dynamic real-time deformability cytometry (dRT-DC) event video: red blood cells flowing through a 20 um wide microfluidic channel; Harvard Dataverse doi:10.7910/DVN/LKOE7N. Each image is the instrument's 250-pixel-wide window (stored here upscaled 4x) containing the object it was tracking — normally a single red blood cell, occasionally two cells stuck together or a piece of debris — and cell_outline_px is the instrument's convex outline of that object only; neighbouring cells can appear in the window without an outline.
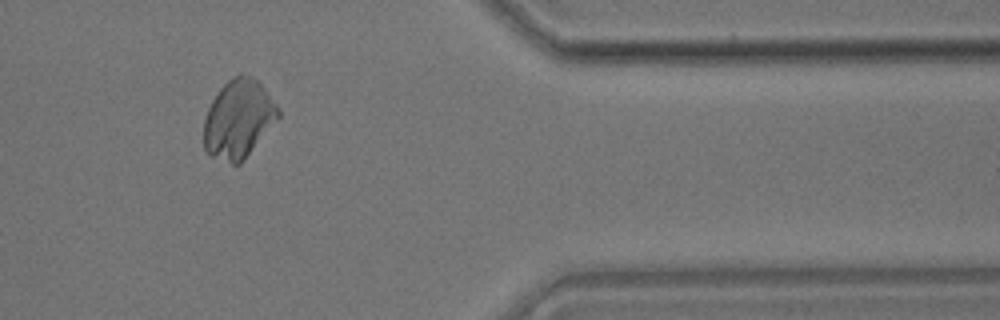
{"species": "common noctule bat (a hibernating species)", "species_latin": "Nyctalus noctula", "temperature_condition": "room temperature", "stored_images_in_passage": 44, "camera_frame_rate_fps": 3000, "um_per_image_px": 0.085, "animal": {"sex": "male", "body_mass_g": 17.9}, "frame": {"image": 1, "passage_image": 36, "time_ms": 11.667, "image_size_px": [1000, 320], "cell_outline_px": [[280, 116], [244, 160], [240, 164], [232, 164], [208, 156], [204, 148], [204, 120], [208, 108], [212, 100], [220, 88], [228, 80], [240, 72], [256, 80], [264, 88], [280, 108]], "centroid_in_image_um": [20.26, 10.13], "position_along_channel_um": 391.1, "area_um2": 34.04}}